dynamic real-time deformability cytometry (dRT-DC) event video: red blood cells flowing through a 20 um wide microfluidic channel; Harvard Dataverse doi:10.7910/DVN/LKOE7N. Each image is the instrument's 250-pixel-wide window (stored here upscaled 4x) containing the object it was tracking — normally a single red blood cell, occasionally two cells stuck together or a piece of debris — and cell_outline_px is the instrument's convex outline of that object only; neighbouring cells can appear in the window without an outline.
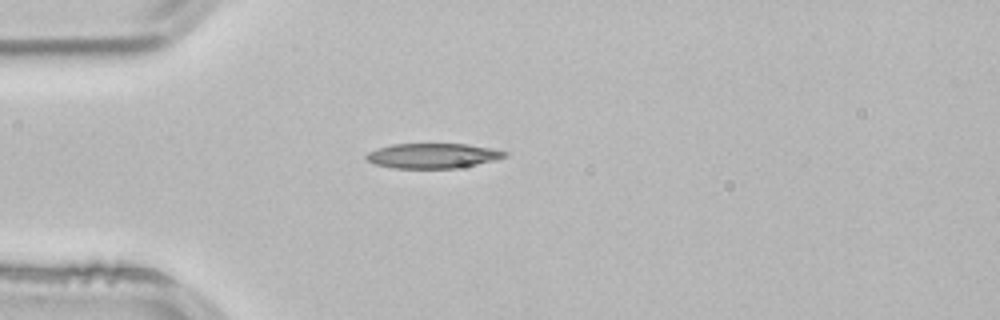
{"species": "common noctule bat (a hibernating species)", "species_latin": "Nyctalus noctula", "temperature_condition": "room temperature", "stored_images_in_passage": 2, "segment_of_instrument_passage": [1, 2], "camera_frame_rate_fps": 3000, "um_per_image_px": 0.085, "animal": {"sex": "male", "body_mass_g": 21.5, "forearm_length_mm": 52.0}, "frame": {"image": 1, "passage_image": 1, "time_ms": 0.0, "image_size_px": [1000, 320], "cell_outline_px": [[508, 156], [496, 160], [456, 168], [392, 168], [376, 164], [368, 160], [364, 156], [368, 152], [392, 144], [468, 144], [492, 148], [508, 152]], "centroid_in_image_um": [36.82, 13.23], "position_along_channel_um": 48.2, "area_um2": 20.06}}